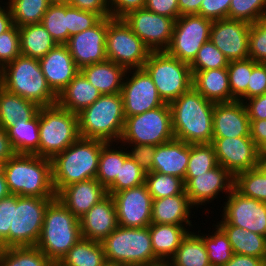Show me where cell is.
Returning <instances> with one entry per match:
<instances>
[{"instance_id": "obj_61", "label": "cell", "mask_w": 266, "mask_h": 266, "mask_svg": "<svg viewBox=\"0 0 266 266\" xmlns=\"http://www.w3.org/2000/svg\"><path fill=\"white\" fill-rule=\"evenodd\" d=\"M250 137L261 150L266 151V120H250Z\"/></svg>"}, {"instance_id": "obj_17", "label": "cell", "mask_w": 266, "mask_h": 266, "mask_svg": "<svg viewBox=\"0 0 266 266\" xmlns=\"http://www.w3.org/2000/svg\"><path fill=\"white\" fill-rule=\"evenodd\" d=\"M124 21L151 52L165 51L171 41L175 20L145 8L129 12Z\"/></svg>"}, {"instance_id": "obj_57", "label": "cell", "mask_w": 266, "mask_h": 266, "mask_svg": "<svg viewBox=\"0 0 266 266\" xmlns=\"http://www.w3.org/2000/svg\"><path fill=\"white\" fill-rule=\"evenodd\" d=\"M145 9L174 20L180 16L177 0H146Z\"/></svg>"}, {"instance_id": "obj_20", "label": "cell", "mask_w": 266, "mask_h": 266, "mask_svg": "<svg viewBox=\"0 0 266 266\" xmlns=\"http://www.w3.org/2000/svg\"><path fill=\"white\" fill-rule=\"evenodd\" d=\"M250 23L235 19H220L212 23L210 41L229 60L249 58Z\"/></svg>"}, {"instance_id": "obj_26", "label": "cell", "mask_w": 266, "mask_h": 266, "mask_svg": "<svg viewBox=\"0 0 266 266\" xmlns=\"http://www.w3.org/2000/svg\"><path fill=\"white\" fill-rule=\"evenodd\" d=\"M189 144L176 138L155 146L152 171L185 179Z\"/></svg>"}, {"instance_id": "obj_9", "label": "cell", "mask_w": 266, "mask_h": 266, "mask_svg": "<svg viewBox=\"0 0 266 266\" xmlns=\"http://www.w3.org/2000/svg\"><path fill=\"white\" fill-rule=\"evenodd\" d=\"M143 69L152 78L164 103L170 104L192 87L193 75L189 64L165 51L151 52Z\"/></svg>"}, {"instance_id": "obj_16", "label": "cell", "mask_w": 266, "mask_h": 266, "mask_svg": "<svg viewBox=\"0 0 266 266\" xmlns=\"http://www.w3.org/2000/svg\"><path fill=\"white\" fill-rule=\"evenodd\" d=\"M224 200L220 219L229 225L266 236V203L244 196L235 188Z\"/></svg>"}, {"instance_id": "obj_5", "label": "cell", "mask_w": 266, "mask_h": 266, "mask_svg": "<svg viewBox=\"0 0 266 266\" xmlns=\"http://www.w3.org/2000/svg\"><path fill=\"white\" fill-rule=\"evenodd\" d=\"M0 86L10 93L38 104H57V95L48 86L39 60L19 55L0 70Z\"/></svg>"}, {"instance_id": "obj_3", "label": "cell", "mask_w": 266, "mask_h": 266, "mask_svg": "<svg viewBox=\"0 0 266 266\" xmlns=\"http://www.w3.org/2000/svg\"><path fill=\"white\" fill-rule=\"evenodd\" d=\"M106 143L79 137L51 159L56 195L68 185L96 178L101 150Z\"/></svg>"}, {"instance_id": "obj_23", "label": "cell", "mask_w": 266, "mask_h": 266, "mask_svg": "<svg viewBox=\"0 0 266 266\" xmlns=\"http://www.w3.org/2000/svg\"><path fill=\"white\" fill-rule=\"evenodd\" d=\"M38 60L48 86L57 96L80 72L66 45L58 44Z\"/></svg>"}, {"instance_id": "obj_4", "label": "cell", "mask_w": 266, "mask_h": 266, "mask_svg": "<svg viewBox=\"0 0 266 266\" xmlns=\"http://www.w3.org/2000/svg\"><path fill=\"white\" fill-rule=\"evenodd\" d=\"M81 237L79 219L57 197L53 199L45 210L36 247L56 263Z\"/></svg>"}, {"instance_id": "obj_56", "label": "cell", "mask_w": 266, "mask_h": 266, "mask_svg": "<svg viewBox=\"0 0 266 266\" xmlns=\"http://www.w3.org/2000/svg\"><path fill=\"white\" fill-rule=\"evenodd\" d=\"M231 0H203L199 15L211 21L228 18Z\"/></svg>"}, {"instance_id": "obj_31", "label": "cell", "mask_w": 266, "mask_h": 266, "mask_svg": "<svg viewBox=\"0 0 266 266\" xmlns=\"http://www.w3.org/2000/svg\"><path fill=\"white\" fill-rule=\"evenodd\" d=\"M100 96L99 90L79 72L57 96V104L72 113L79 114Z\"/></svg>"}, {"instance_id": "obj_44", "label": "cell", "mask_w": 266, "mask_h": 266, "mask_svg": "<svg viewBox=\"0 0 266 266\" xmlns=\"http://www.w3.org/2000/svg\"><path fill=\"white\" fill-rule=\"evenodd\" d=\"M234 188L244 196L266 203V176L257 167L236 174Z\"/></svg>"}, {"instance_id": "obj_29", "label": "cell", "mask_w": 266, "mask_h": 266, "mask_svg": "<svg viewBox=\"0 0 266 266\" xmlns=\"http://www.w3.org/2000/svg\"><path fill=\"white\" fill-rule=\"evenodd\" d=\"M101 95L121 93L126 69L108 59L80 69Z\"/></svg>"}, {"instance_id": "obj_18", "label": "cell", "mask_w": 266, "mask_h": 266, "mask_svg": "<svg viewBox=\"0 0 266 266\" xmlns=\"http://www.w3.org/2000/svg\"><path fill=\"white\" fill-rule=\"evenodd\" d=\"M118 226L143 228L152 218V197L146 184L116 192L112 195Z\"/></svg>"}, {"instance_id": "obj_70", "label": "cell", "mask_w": 266, "mask_h": 266, "mask_svg": "<svg viewBox=\"0 0 266 266\" xmlns=\"http://www.w3.org/2000/svg\"><path fill=\"white\" fill-rule=\"evenodd\" d=\"M52 266H61V265L58 262H56V263H53Z\"/></svg>"}, {"instance_id": "obj_43", "label": "cell", "mask_w": 266, "mask_h": 266, "mask_svg": "<svg viewBox=\"0 0 266 266\" xmlns=\"http://www.w3.org/2000/svg\"><path fill=\"white\" fill-rule=\"evenodd\" d=\"M145 184L152 199H160L185 192L184 180L174 175L147 172Z\"/></svg>"}, {"instance_id": "obj_42", "label": "cell", "mask_w": 266, "mask_h": 266, "mask_svg": "<svg viewBox=\"0 0 266 266\" xmlns=\"http://www.w3.org/2000/svg\"><path fill=\"white\" fill-rule=\"evenodd\" d=\"M41 24L46 28L57 44L65 45L69 40L68 3L51 4L43 15Z\"/></svg>"}, {"instance_id": "obj_7", "label": "cell", "mask_w": 266, "mask_h": 266, "mask_svg": "<svg viewBox=\"0 0 266 266\" xmlns=\"http://www.w3.org/2000/svg\"><path fill=\"white\" fill-rule=\"evenodd\" d=\"M106 262L120 266H161L154 255L149 226H118L101 241Z\"/></svg>"}, {"instance_id": "obj_40", "label": "cell", "mask_w": 266, "mask_h": 266, "mask_svg": "<svg viewBox=\"0 0 266 266\" xmlns=\"http://www.w3.org/2000/svg\"><path fill=\"white\" fill-rule=\"evenodd\" d=\"M13 24L22 27L41 23L43 15L51 5L49 0H7Z\"/></svg>"}, {"instance_id": "obj_8", "label": "cell", "mask_w": 266, "mask_h": 266, "mask_svg": "<svg viewBox=\"0 0 266 266\" xmlns=\"http://www.w3.org/2000/svg\"><path fill=\"white\" fill-rule=\"evenodd\" d=\"M39 134V150L35 155L52 159L80 137L78 115L58 104L40 107Z\"/></svg>"}, {"instance_id": "obj_22", "label": "cell", "mask_w": 266, "mask_h": 266, "mask_svg": "<svg viewBox=\"0 0 266 266\" xmlns=\"http://www.w3.org/2000/svg\"><path fill=\"white\" fill-rule=\"evenodd\" d=\"M250 120L245 103L239 100L215 103L213 138L250 137Z\"/></svg>"}, {"instance_id": "obj_46", "label": "cell", "mask_w": 266, "mask_h": 266, "mask_svg": "<svg viewBox=\"0 0 266 266\" xmlns=\"http://www.w3.org/2000/svg\"><path fill=\"white\" fill-rule=\"evenodd\" d=\"M218 165L212 143L189 144L186 174H202Z\"/></svg>"}, {"instance_id": "obj_54", "label": "cell", "mask_w": 266, "mask_h": 266, "mask_svg": "<svg viewBox=\"0 0 266 266\" xmlns=\"http://www.w3.org/2000/svg\"><path fill=\"white\" fill-rule=\"evenodd\" d=\"M13 217V194L0 200V249L9 248V230Z\"/></svg>"}, {"instance_id": "obj_41", "label": "cell", "mask_w": 266, "mask_h": 266, "mask_svg": "<svg viewBox=\"0 0 266 266\" xmlns=\"http://www.w3.org/2000/svg\"><path fill=\"white\" fill-rule=\"evenodd\" d=\"M53 262L36 246L0 249V266H52Z\"/></svg>"}, {"instance_id": "obj_39", "label": "cell", "mask_w": 266, "mask_h": 266, "mask_svg": "<svg viewBox=\"0 0 266 266\" xmlns=\"http://www.w3.org/2000/svg\"><path fill=\"white\" fill-rule=\"evenodd\" d=\"M212 225L211 227H214L212 232L203 234L199 229L196 233L203 239L210 264L224 266L232 258L234 252L224 231L217 224Z\"/></svg>"}, {"instance_id": "obj_60", "label": "cell", "mask_w": 266, "mask_h": 266, "mask_svg": "<svg viewBox=\"0 0 266 266\" xmlns=\"http://www.w3.org/2000/svg\"><path fill=\"white\" fill-rule=\"evenodd\" d=\"M244 103L249 120H266V92L260 96L247 99Z\"/></svg>"}, {"instance_id": "obj_55", "label": "cell", "mask_w": 266, "mask_h": 266, "mask_svg": "<svg viewBox=\"0 0 266 266\" xmlns=\"http://www.w3.org/2000/svg\"><path fill=\"white\" fill-rule=\"evenodd\" d=\"M128 156L133 159L144 171L152 172L155 146L148 144L124 145ZM130 148V150H129Z\"/></svg>"}, {"instance_id": "obj_62", "label": "cell", "mask_w": 266, "mask_h": 266, "mask_svg": "<svg viewBox=\"0 0 266 266\" xmlns=\"http://www.w3.org/2000/svg\"><path fill=\"white\" fill-rule=\"evenodd\" d=\"M15 154L7 131L0 126V167Z\"/></svg>"}, {"instance_id": "obj_1", "label": "cell", "mask_w": 266, "mask_h": 266, "mask_svg": "<svg viewBox=\"0 0 266 266\" xmlns=\"http://www.w3.org/2000/svg\"><path fill=\"white\" fill-rule=\"evenodd\" d=\"M169 105L176 139L187 144L212 143L214 102L191 87Z\"/></svg>"}, {"instance_id": "obj_14", "label": "cell", "mask_w": 266, "mask_h": 266, "mask_svg": "<svg viewBox=\"0 0 266 266\" xmlns=\"http://www.w3.org/2000/svg\"><path fill=\"white\" fill-rule=\"evenodd\" d=\"M184 183L190 203L201 210L218 200L221 193L226 195L224 197L230 194L234 188V176L218 164L202 174H186Z\"/></svg>"}, {"instance_id": "obj_30", "label": "cell", "mask_w": 266, "mask_h": 266, "mask_svg": "<svg viewBox=\"0 0 266 266\" xmlns=\"http://www.w3.org/2000/svg\"><path fill=\"white\" fill-rule=\"evenodd\" d=\"M194 87L204 98L214 103L231 102L227 68L191 71Z\"/></svg>"}, {"instance_id": "obj_58", "label": "cell", "mask_w": 266, "mask_h": 266, "mask_svg": "<svg viewBox=\"0 0 266 266\" xmlns=\"http://www.w3.org/2000/svg\"><path fill=\"white\" fill-rule=\"evenodd\" d=\"M110 17L123 18L129 12L145 8L146 0H108Z\"/></svg>"}, {"instance_id": "obj_25", "label": "cell", "mask_w": 266, "mask_h": 266, "mask_svg": "<svg viewBox=\"0 0 266 266\" xmlns=\"http://www.w3.org/2000/svg\"><path fill=\"white\" fill-rule=\"evenodd\" d=\"M106 195V188L93 178L64 187L56 197L79 219Z\"/></svg>"}, {"instance_id": "obj_63", "label": "cell", "mask_w": 266, "mask_h": 266, "mask_svg": "<svg viewBox=\"0 0 266 266\" xmlns=\"http://www.w3.org/2000/svg\"><path fill=\"white\" fill-rule=\"evenodd\" d=\"M224 266H266V261L254 256L233 254Z\"/></svg>"}, {"instance_id": "obj_65", "label": "cell", "mask_w": 266, "mask_h": 266, "mask_svg": "<svg viewBox=\"0 0 266 266\" xmlns=\"http://www.w3.org/2000/svg\"><path fill=\"white\" fill-rule=\"evenodd\" d=\"M13 25L9 6L5 2L0 1V34L9 30Z\"/></svg>"}, {"instance_id": "obj_47", "label": "cell", "mask_w": 266, "mask_h": 266, "mask_svg": "<svg viewBox=\"0 0 266 266\" xmlns=\"http://www.w3.org/2000/svg\"><path fill=\"white\" fill-rule=\"evenodd\" d=\"M231 101L238 100L246 91L252 73V59L229 61L227 66Z\"/></svg>"}, {"instance_id": "obj_27", "label": "cell", "mask_w": 266, "mask_h": 266, "mask_svg": "<svg viewBox=\"0 0 266 266\" xmlns=\"http://www.w3.org/2000/svg\"><path fill=\"white\" fill-rule=\"evenodd\" d=\"M196 210L183 194L152 200L151 222L155 224L193 225L191 218Z\"/></svg>"}, {"instance_id": "obj_49", "label": "cell", "mask_w": 266, "mask_h": 266, "mask_svg": "<svg viewBox=\"0 0 266 266\" xmlns=\"http://www.w3.org/2000/svg\"><path fill=\"white\" fill-rule=\"evenodd\" d=\"M266 17V0H231L228 18L255 23Z\"/></svg>"}, {"instance_id": "obj_24", "label": "cell", "mask_w": 266, "mask_h": 266, "mask_svg": "<svg viewBox=\"0 0 266 266\" xmlns=\"http://www.w3.org/2000/svg\"><path fill=\"white\" fill-rule=\"evenodd\" d=\"M81 236L101 242L118 227L115 203L112 195L107 194L87 213L79 218Z\"/></svg>"}, {"instance_id": "obj_32", "label": "cell", "mask_w": 266, "mask_h": 266, "mask_svg": "<svg viewBox=\"0 0 266 266\" xmlns=\"http://www.w3.org/2000/svg\"><path fill=\"white\" fill-rule=\"evenodd\" d=\"M40 106L33 101L13 94L0 86V126L6 131L18 121L31 120Z\"/></svg>"}, {"instance_id": "obj_35", "label": "cell", "mask_w": 266, "mask_h": 266, "mask_svg": "<svg viewBox=\"0 0 266 266\" xmlns=\"http://www.w3.org/2000/svg\"><path fill=\"white\" fill-rule=\"evenodd\" d=\"M210 265L203 239L193 230L182 239L176 253L165 266H207Z\"/></svg>"}, {"instance_id": "obj_64", "label": "cell", "mask_w": 266, "mask_h": 266, "mask_svg": "<svg viewBox=\"0 0 266 266\" xmlns=\"http://www.w3.org/2000/svg\"><path fill=\"white\" fill-rule=\"evenodd\" d=\"M180 16L198 14L203 0H177Z\"/></svg>"}, {"instance_id": "obj_50", "label": "cell", "mask_w": 266, "mask_h": 266, "mask_svg": "<svg viewBox=\"0 0 266 266\" xmlns=\"http://www.w3.org/2000/svg\"><path fill=\"white\" fill-rule=\"evenodd\" d=\"M249 58L266 63V17L252 23L249 29Z\"/></svg>"}, {"instance_id": "obj_15", "label": "cell", "mask_w": 266, "mask_h": 266, "mask_svg": "<svg viewBox=\"0 0 266 266\" xmlns=\"http://www.w3.org/2000/svg\"><path fill=\"white\" fill-rule=\"evenodd\" d=\"M121 95L125 118L163 106L152 78L142 69L126 70Z\"/></svg>"}, {"instance_id": "obj_28", "label": "cell", "mask_w": 266, "mask_h": 266, "mask_svg": "<svg viewBox=\"0 0 266 266\" xmlns=\"http://www.w3.org/2000/svg\"><path fill=\"white\" fill-rule=\"evenodd\" d=\"M193 227L195 226L151 223L149 232L155 257L165 265Z\"/></svg>"}, {"instance_id": "obj_6", "label": "cell", "mask_w": 266, "mask_h": 266, "mask_svg": "<svg viewBox=\"0 0 266 266\" xmlns=\"http://www.w3.org/2000/svg\"><path fill=\"white\" fill-rule=\"evenodd\" d=\"M78 115L81 138L119 142L125 124L121 93L101 95Z\"/></svg>"}, {"instance_id": "obj_37", "label": "cell", "mask_w": 266, "mask_h": 266, "mask_svg": "<svg viewBox=\"0 0 266 266\" xmlns=\"http://www.w3.org/2000/svg\"><path fill=\"white\" fill-rule=\"evenodd\" d=\"M105 262L101 242L81 237L58 263L61 266H102Z\"/></svg>"}, {"instance_id": "obj_36", "label": "cell", "mask_w": 266, "mask_h": 266, "mask_svg": "<svg viewBox=\"0 0 266 266\" xmlns=\"http://www.w3.org/2000/svg\"><path fill=\"white\" fill-rule=\"evenodd\" d=\"M128 157L123 144L107 142L101 150L96 179L107 189L115 181L116 176H119L120 166Z\"/></svg>"}, {"instance_id": "obj_48", "label": "cell", "mask_w": 266, "mask_h": 266, "mask_svg": "<svg viewBox=\"0 0 266 266\" xmlns=\"http://www.w3.org/2000/svg\"><path fill=\"white\" fill-rule=\"evenodd\" d=\"M229 60L210 41H206L198 50L196 57L189 64L191 71H205L210 69L227 68Z\"/></svg>"}, {"instance_id": "obj_11", "label": "cell", "mask_w": 266, "mask_h": 266, "mask_svg": "<svg viewBox=\"0 0 266 266\" xmlns=\"http://www.w3.org/2000/svg\"><path fill=\"white\" fill-rule=\"evenodd\" d=\"M55 198L13 194V217L9 230V248L36 246L42 231L44 214Z\"/></svg>"}, {"instance_id": "obj_66", "label": "cell", "mask_w": 266, "mask_h": 266, "mask_svg": "<svg viewBox=\"0 0 266 266\" xmlns=\"http://www.w3.org/2000/svg\"><path fill=\"white\" fill-rule=\"evenodd\" d=\"M11 193L8 189V185L6 183V179H5V176H4V173L0 167V200L2 198H5L7 196H9Z\"/></svg>"}, {"instance_id": "obj_68", "label": "cell", "mask_w": 266, "mask_h": 266, "mask_svg": "<svg viewBox=\"0 0 266 266\" xmlns=\"http://www.w3.org/2000/svg\"><path fill=\"white\" fill-rule=\"evenodd\" d=\"M51 4H66L68 0H49Z\"/></svg>"}, {"instance_id": "obj_2", "label": "cell", "mask_w": 266, "mask_h": 266, "mask_svg": "<svg viewBox=\"0 0 266 266\" xmlns=\"http://www.w3.org/2000/svg\"><path fill=\"white\" fill-rule=\"evenodd\" d=\"M1 169L11 194L56 198L51 159L35 154H15Z\"/></svg>"}, {"instance_id": "obj_12", "label": "cell", "mask_w": 266, "mask_h": 266, "mask_svg": "<svg viewBox=\"0 0 266 266\" xmlns=\"http://www.w3.org/2000/svg\"><path fill=\"white\" fill-rule=\"evenodd\" d=\"M107 59L128 69H142L151 50L123 18L107 17Z\"/></svg>"}, {"instance_id": "obj_10", "label": "cell", "mask_w": 266, "mask_h": 266, "mask_svg": "<svg viewBox=\"0 0 266 266\" xmlns=\"http://www.w3.org/2000/svg\"><path fill=\"white\" fill-rule=\"evenodd\" d=\"M172 113L168 103L142 114L125 118L120 143L158 146L174 139Z\"/></svg>"}, {"instance_id": "obj_33", "label": "cell", "mask_w": 266, "mask_h": 266, "mask_svg": "<svg viewBox=\"0 0 266 266\" xmlns=\"http://www.w3.org/2000/svg\"><path fill=\"white\" fill-rule=\"evenodd\" d=\"M216 224L227 235L234 254L254 256L266 261V236L229 225L223 219L216 221Z\"/></svg>"}, {"instance_id": "obj_34", "label": "cell", "mask_w": 266, "mask_h": 266, "mask_svg": "<svg viewBox=\"0 0 266 266\" xmlns=\"http://www.w3.org/2000/svg\"><path fill=\"white\" fill-rule=\"evenodd\" d=\"M21 55L40 59L58 44L41 24L18 27Z\"/></svg>"}, {"instance_id": "obj_59", "label": "cell", "mask_w": 266, "mask_h": 266, "mask_svg": "<svg viewBox=\"0 0 266 266\" xmlns=\"http://www.w3.org/2000/svg\"><path fill=\"white\" fill-rule=\"evenodd\" d=\"M68 4L80 10L99 14L102 18L110 17L108 0H68Z\"/></svg>"}, {"instance_id": "obj_13", "label": "cell", "mask_w": 266, "mask_h": 266, "mask_svg": "<svg viewBox=\"0 0 266 266\" xmlns=\"http://www.w3.org/2000/svg\"><path fill=\"white\" fill-rule=\"evenodd\" d=\"M212 23L198 14L179 16L175 20L172 38L165 52L190 64L201 46L210 39Z\"/></svg>"}, {"instance_id": "obj_38", "label": "cell", "mask_w": 266, "mask_h": 266, "mask_svg": "<svg viewBox=\"0 0 266 266\" xmlns=\"http://www.w3.org/2000/svg\"><path fill=\"white\" fill-rule=\"evenodd\" d=\"M7 133L16 154H35L39 150V112L31 120L18 121Z\"/></svg>"}, {"instance_id": "obj_45", "label": "cell", "mask_w": 266, "mask_h": 266, "mask_svg": "<svg viewBox=\"0 0 266 266\" xmlns=\"http://www.w3.org/2000/svg\"><path fill=\"white\" fill-rule=\"evenodd\" d=\"M146 173L133 159L128 157L120 166L119 176H116L115 181L106 189L107 194L113 195L116 192L143 185Z\"/></svg>"}, {"instance_id": "obj_21", "label": "cell", "mask_w": 266, "mask_h": 266, "mask_svg": "<svg viewBox=\"0 0 266 266\" xmlns=\"http://www.w3.org/2000/svg\"><path fill=\"white\" fill-rule=\"evenodd\" d=\"M106 33L107 17L95 26L69 37L65 45L79 69L107 59Z\"/></svg>"}, {"instance_id": "obj_53", "label": "cell", "mask_w": 266, "mask_h": 266, "mask_svg": "<svg viewBox=\"0 0 266 266\" xmlns=\"http://www.w3.org/2000/svg\"><path fill=\"white\" fill-rule=\"evenodd\" d=\"M266 92V63H257L252 60V73L247 91L238 99L245 102L252 97L260 96Z\"/></svg>"}, {"instance_id": "obj_19", "label": "cell", "mask_w": 266, "mask_h": 266, "mask_svg": "<svg viewBox=\"0 0 266 266\" xmlns=\"http://www.w3.org/2000/svg\"><path fill=\"white\" fill-rule=\"evenodd\" d=\"M216 159L233 176L257 167L261 150L251 137L213 138Z\"/></svg>"}, {"instance_id": "obj_51", "label": "cell", "mask_w": 266, "mask_h": 266, "mask_svg": "<svg viewBox=\"0 0 266 266\" xmlns=\"http://www.w3.org/2000/svg\"><path fill=\"white\" fill-rule=\"evenodd\" d=\"M21 55L19 29L13 25L0 34V70Z\"/></svg>"}, {"instance_id": "obj_52", "label": "cell", "mask_w": 266, "mask_h": 266, "mask_svg": "<svg viewBox=\"0 0 266 266\" xmlns=\"http://www.w3.org/2000/svg\"><path fill=\"white\" fill-rule=\"evenodd\" d=\"M102 17L91 11L80 10L68 4L69 37L95 26Z\"/></svg>"}, {"instance_id": "obj_69", "label": "cell", "mask_w": 266, "mask_h": 266, "mask_svg": "<svg viewBox=\"0 0 266 266\" xmlns=\"http://www.w3.org/2000/svg\"><path fill=\"white\" fill-rule=\"evenodd\" d=\"M102 266H120V265L110 263V262H105Z\"/></svg>"}, {"instance_id": "obj_67", "label": "cell", "mask_w": 266, "mask_h": 266, "mask_svg": "<svg viewBox=\"0 0 266 266\" xmlns=\"http://www.w3.org/2000/svg\"><path fill=\"white\" fill-rule=\"evenodd\" d=\"M257 168L266 176V151L260 153Z\"/></svg>"}]
</instances>
